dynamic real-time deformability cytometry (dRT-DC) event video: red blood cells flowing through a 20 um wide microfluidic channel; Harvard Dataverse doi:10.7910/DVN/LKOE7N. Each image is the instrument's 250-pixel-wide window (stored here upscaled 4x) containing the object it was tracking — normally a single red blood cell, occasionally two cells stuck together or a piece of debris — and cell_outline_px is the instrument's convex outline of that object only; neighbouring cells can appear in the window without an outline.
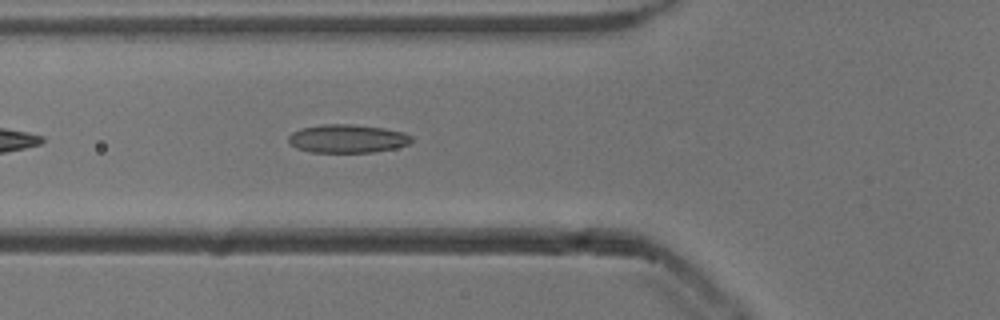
{"species": "common noctule bat (a hibernating species)", "species_latin": "Nyctalus noctula", "temperature_condition": "cold", "stored_images_in_passage": 35, "camera_frame_rate_fps": 3000, "um_per_image_px": 0.085, "animal": {"sex": "male", "body_mass_g": 13.3}, "frame": {"image": 1, "passage_image": 6, "time_ms": 1.667, "image_size_px": [1000, 320], "cell_outline_px": [[412, 140], [408, 144], [396, 148], [372, 152], [312, 152], [296, 148], [288, 140], [288, 136], [292, 132], [300, 128], [324, 124], [352, 124], [380, 128], [404, 132], [412, 136]], "centroid_in_image_um": [29.52, 11.78], "position_along_channel_um": 96.3, "area_um2": 20.23}}
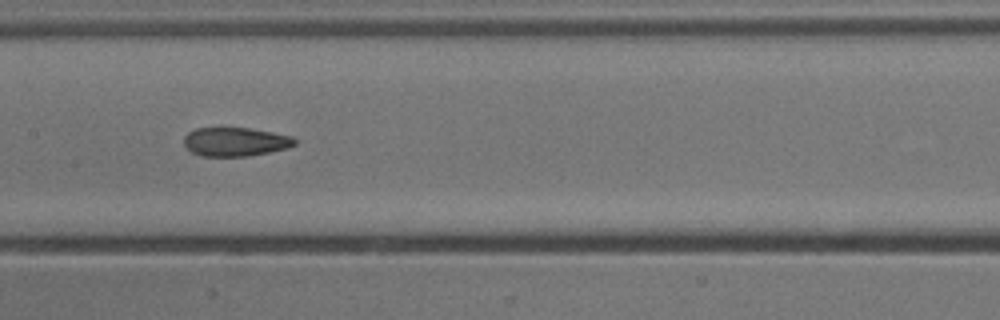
{"frame": {"image": 2, "passage_image": 13, "time_ms": 4.0, "image_size_px": [1000, 320], "cell_outline_px": [[296, 144], [288, 148], [248, 156], [200, 156], [192, 152], [184, 144], [184, 136], [188, 132], [196, 128], [248, 128], [292, 136], [296, 140]], "centroid_in_image_um": [19.99, 12.05], "position_along_channel_um": 187.4, "area_um2": 18.5}}
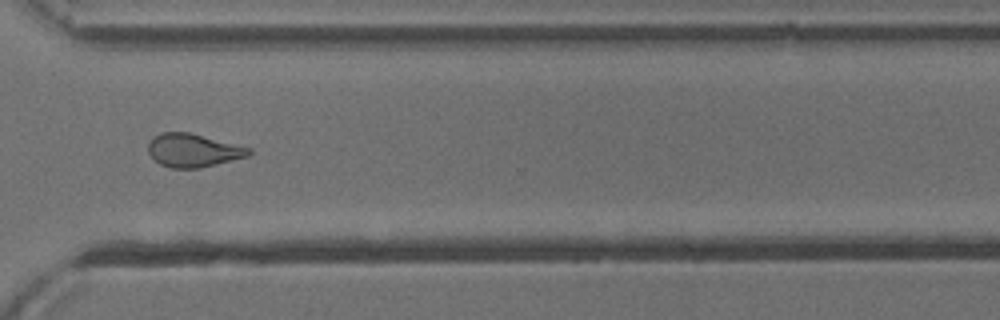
{"frame": {"image": 3, "passage_image": 26, "time_ms": 8.333, "image_size_px": [1000, 320], "cell_outline_px": [[252, 152], [248, 156], [200, 168], [172, 168], [160, 164], [148, 152], [148, 144], [160, 132], [188, 132], [252, 148]], "centroid_in_image_um": [16.44, 12.78], "position_along_channel_um": 354.2, "area_um2": 19.31}, "authors_computed_cell_mechanics": {"area_um2": 19.652, "velocity_mm_per_s": 3.8558, "shape_relaxation_time_tau1_ms": 6.2697, "shape_relaxation_time_tau2_ms": 2.4683, "deformation_change_tau1": 0.1372, "deformation_change_tau2": 0.0912}}